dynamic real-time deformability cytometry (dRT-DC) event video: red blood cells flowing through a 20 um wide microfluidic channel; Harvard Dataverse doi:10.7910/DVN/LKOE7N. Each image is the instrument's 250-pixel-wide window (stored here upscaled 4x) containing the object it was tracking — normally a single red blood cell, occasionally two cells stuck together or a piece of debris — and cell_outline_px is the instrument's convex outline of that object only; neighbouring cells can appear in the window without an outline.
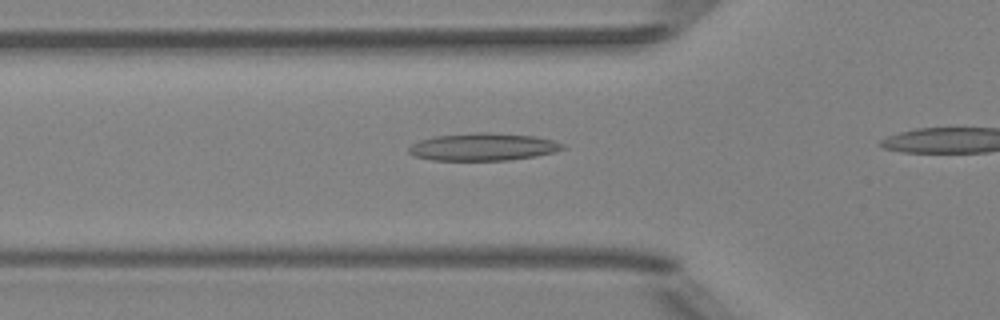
{"species": "Egyptian fruit bat (a non-hibernating species)", "species_latin": "Rousettus aegyptiacus", "temperature_condition": "room temperature", "stored_images_in_passage": 27, "camera_frame_rate_fps": 3000, "um_per_image_px": 0.085, "animal": {"sex": "female"}, "frame": {"image": 1, "passage_image": 3, "time_ms": 0.667, "image_size_px": [1000, 320], "cell_outline_px": [[564, 148], [556, 152], [536, 156], [508, 160], [432, 160], [416, 156], [408, 152], [408, 148], [412, 144], [420, 140], [432, 136], [476, 132], [488, 132], [536, 136], [552, 140], [564, 144]], "centroid_in_image_um": [41.07, 12.48], "position_along_channel_um": 84.7, "area_um2": 24.74}}
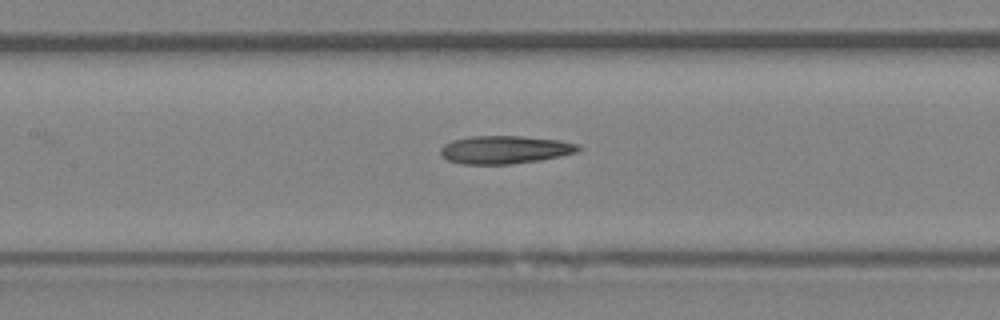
{"frame": {"image": 2, "passage_image": 9, "time_ms": 2.667, "image_size_px": [1000, 320], "cell_outline_px": [[584, 148], [576, 152], [560, 156], [540, 160], [512, 164], [464, 164], [448, 160], [440, 156], [440, 148], [444, 144], [452, 140], [468, 136], [524, 136], [560, 140], [580, 144]], "centroid_in_image_um": [42.92, 12.72], "position_along_channel_um": 164.5, "area_um2": 22.77}}
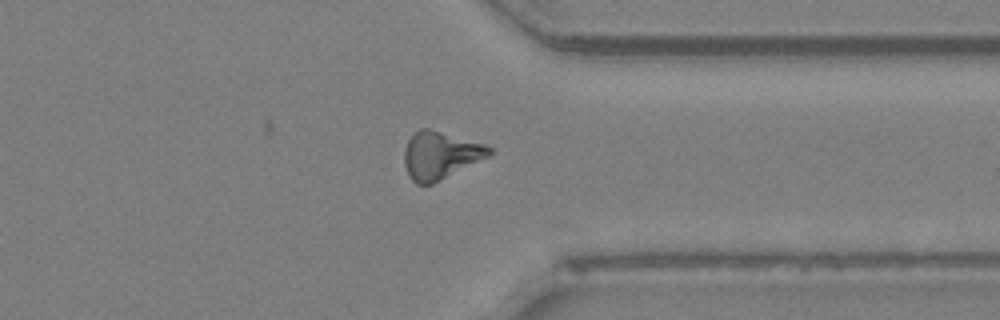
{"frame": {"image": 3, "passage_image": 25, "time_ms": 8.0, "image_size_px": [1000, 320], "cell_outline_px": [[492, 152], [488, 156], [432, 184], [416, 184], [408, 176], [404, 164], [404, 152], [408, 140], [420, 128], [428, 128], [484, 144], [492, 148]], "centroid_in_image_um": [37.39, 13.2], "position_along_channel_um": 374.0, "area_um2": 23.12}}